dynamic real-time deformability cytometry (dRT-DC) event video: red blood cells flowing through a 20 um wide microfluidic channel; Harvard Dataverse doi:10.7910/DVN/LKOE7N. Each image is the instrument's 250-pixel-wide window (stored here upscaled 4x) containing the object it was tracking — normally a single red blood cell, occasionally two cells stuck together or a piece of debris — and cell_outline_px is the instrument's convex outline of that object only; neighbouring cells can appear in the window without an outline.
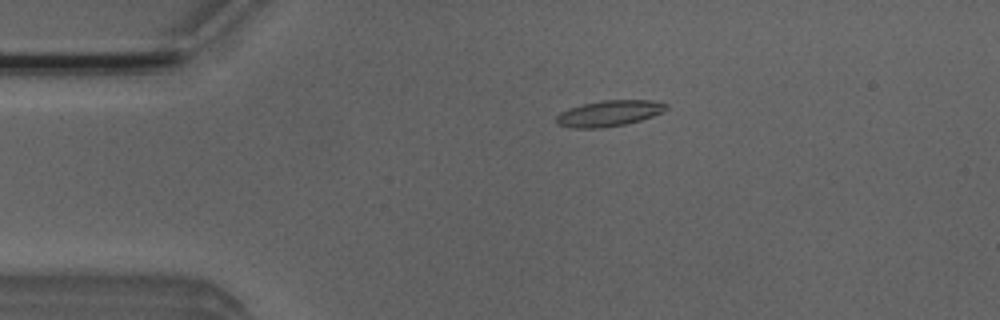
{"species": "Egyptian fruit bat (a non-hibernating species)", "species_latin": "Rousettus aegyptiacus", "temperature_condition": "room temperature", "stored_images_in_passage": 3, "camera_frame_rate_fps": 3000, "um_per_image_px": 0.085, "animal": {"sex": "male"}, "frame": {"image": 1, "passage_image": 2, "time_ms": 1.0, "image_size_px": [1000, 320], "cell_outline_px": [[668, 108], [664, 112], [640, 120], [624, 124], [604, 128], [572, 128], [556, 124], [556, 116], [560, 112], [568, 108], [600, 100], [660, 100], [668, 104]], "centroid_in_image_um": [51.8, 9.62], "position_along_channel_um": 33.2, "area_um2": 16.82}}